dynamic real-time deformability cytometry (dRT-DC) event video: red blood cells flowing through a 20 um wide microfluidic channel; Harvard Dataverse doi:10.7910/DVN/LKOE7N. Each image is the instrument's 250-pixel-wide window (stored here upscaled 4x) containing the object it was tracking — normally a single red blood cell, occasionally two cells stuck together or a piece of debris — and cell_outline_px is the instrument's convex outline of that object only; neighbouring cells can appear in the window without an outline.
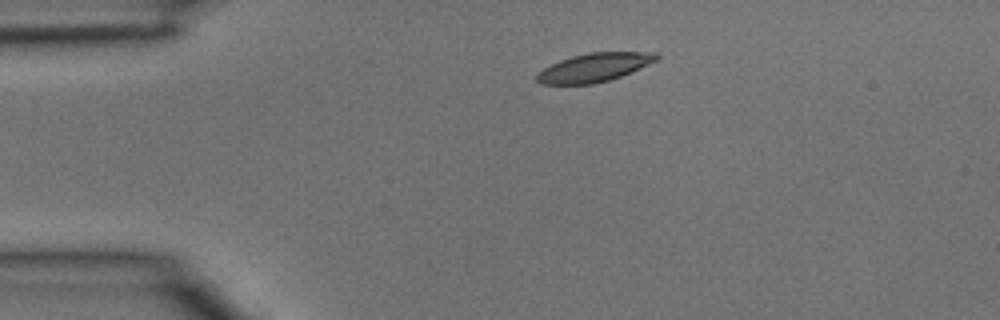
{"species": "common noctule bat (a hibernating species)", "species_latin": "Nyctalus noctula", "temperature_condition": "room temperature", "stored_images_in_passage": 3, "camera_frame_rate_fps": 3000, "um_per_image_px": 0.085, "animal": {"sex": "male", "body_mass_g": 15.6}, "frame": {"image": 1, "passage_image": 1, "time_ms": 0.0, "image_size_px": [1000, 320], "cell_outline_px": [[660, 56], [656, 60], [648, 64], [620, 76], [608, 80], [592, 84], [540, 84], [536, 80], [536, 76], [544, 68], [560, 60], [572, 56], [592, 52], [656, 52]], "centroid_in_image_um": [50.5, 5.73], "position_along_channel_um": 34.5, "area_um2": 19.59}}